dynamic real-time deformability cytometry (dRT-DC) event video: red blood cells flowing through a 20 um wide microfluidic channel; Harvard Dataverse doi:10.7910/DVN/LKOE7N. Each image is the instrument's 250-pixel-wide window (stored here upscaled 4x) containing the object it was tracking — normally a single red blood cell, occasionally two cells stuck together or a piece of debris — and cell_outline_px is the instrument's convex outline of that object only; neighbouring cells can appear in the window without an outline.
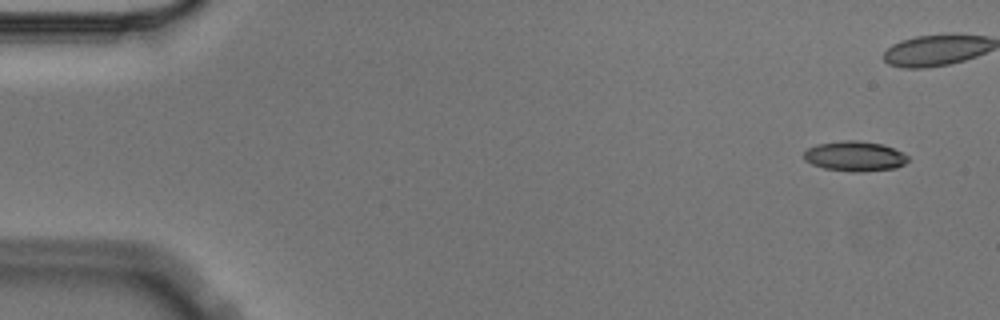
{"species": "Egyptian fruit bat (a non-hibernating species)", "species_latin": "Rousettus aegyptiacus", "temperature_condition": "cold", "stored_images_in_passage": 6, "camera_frame_rate_fps": 3000, "um_per_image_px": 0.085, "animal": {"sex": "male"}, "frame": {"image": 1, "passage_image": 1, "time_ms": 0.0, "image_size_px": [1000, 320], "cell_outline_px": [[908, 160], [904, 164], [896, 168], [856, 172], [824, 168], [812, 164], [804, 160], [804, 152], [808, 148], [816, 144], [844, 140], [856, 140], [884, 144], [908, 156]], "centroid_in_image_um": [72.64, 13.27], "position_along_channel_um": 12.4, "area_um2": 18.09}}
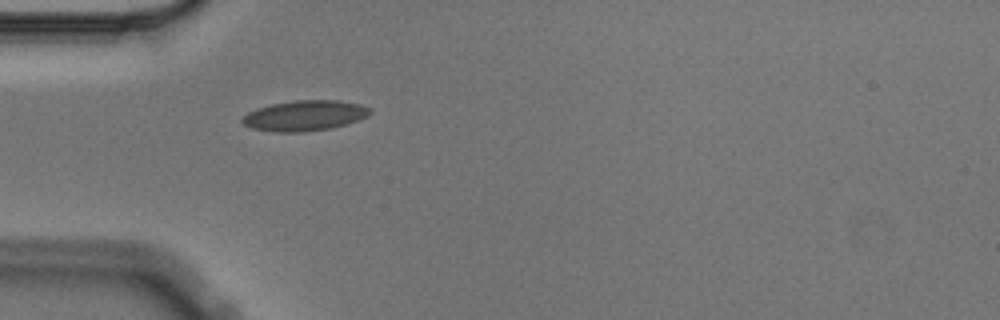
{"frame": {"image": 2, "passage_image": 6, "time_ms": 1.667, "image_size_px": [1000, 320], "cell_outline_px": [[372, 112], [368, 116], [332, 128], [304, 132], [276, 132], [252, 128], [244, 124], [240, 120], [248, 112], [256, 108], [272, 104], [296, 100], [336, 100], [360, 104], [372, 108]], "centroid_in_image_um": [25.9, 9.82], "position_along_channel_um": 59.1, "area_um2": 22.6}}